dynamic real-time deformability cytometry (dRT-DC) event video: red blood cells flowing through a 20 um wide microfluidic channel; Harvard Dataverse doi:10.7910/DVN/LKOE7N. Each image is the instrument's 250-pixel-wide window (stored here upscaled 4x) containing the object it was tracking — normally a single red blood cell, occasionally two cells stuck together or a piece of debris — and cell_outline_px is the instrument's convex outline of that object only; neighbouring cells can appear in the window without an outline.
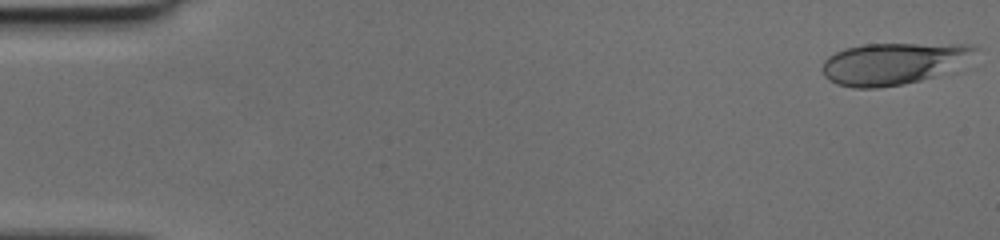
{"species": "human", "species_latin": "Homo sapiens", "temperature_condition": "cold", "stored_images_in_passage": 26, "camera_frame_rate_fps": 3000, "um_per_image_px": 0.085, "donor": {"sex": "female"}, "frame": {"image": 1, "passage_image": 1, "time_ms": 0.0, "image_size_px": [1000, 240], "cell_outline_px": [[980, 48], [932, 76], [920, 80], [904, 84], [876, 88], [852, 88], [836, 84], [824, 76], [824, 60], [828, 56], [844, 48], [864, 44], [972, 44]], "centroid_in_image_um": [75.75, 5.39], "position_along_channel_um": 9.2, "area_um2": 35.95}}
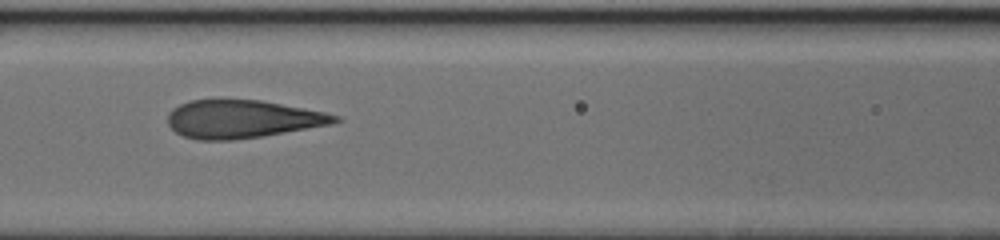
{"frame": {"image": 2, "passage_image": 22, "time_ms": 7.0, "image_size_px": [1000, 240], "cell_outline_px": [[344, 120], [332, 124], [260, 136], [232, 140], [196, 140], [184, 136], [176, 132], [168, 124], [168, 112], [172, 108], [188, 100], [260, 100], [324, 112], [340, 116]], "centroid_in_image_um": [20.58, 10.12], "position_along_channel_um": 146.0, "area_um2": 36.82}}
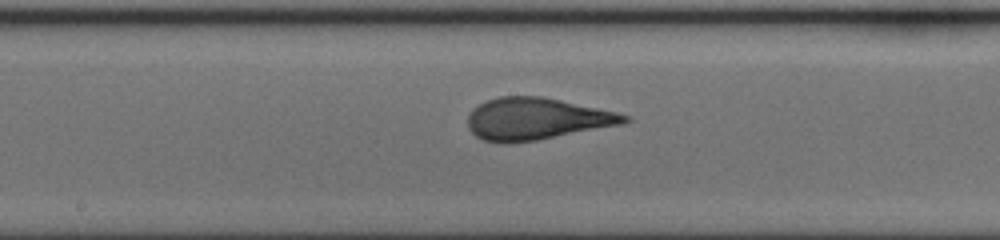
{"frame": {"image": 3, "passage_image": 26, "time_ms": 8.333, "image_size_px": [1000, 240], "cell_outline_px": [[632, 120], [624, 124], [536, 140], [484, 140], [476, 136], [468, 128], [468, 116], [472, 108], [488, 100], [500, 96], [544, 96], [616, 112], [632, 116]], "centroid_in_image_um": [45.67, 10.06], "position_along_channel_um": 202.5, "area_um2": 37.63}}